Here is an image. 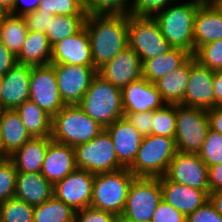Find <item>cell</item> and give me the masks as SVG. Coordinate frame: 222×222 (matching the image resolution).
Returning <instances> with one entry per match:
<instances>
[{"label":"cell","mask_w":222,"mask_h":222,"mask_svg":"<svg viewBox=\"0 0 222 222\" xmlns=\"http://www.w3.org/2000/svg\"><path fill=\"white\" fill-rule=\"evenodd\" d=\"M95 174L76 168L53 185V196L74 211L90 207Z\"/></svg>","instance_id":"13"},{"label":"cell","mask_w":222,"mask_h":222,"mask_svg":"<svg viewBox=\"0 0 222 222\" xmlns=\"http://www.w3.org/2000/svg\"><path fill=\"white\" fill-rule=\"evenodd\" d=\"M186 222H222V216L208 200L196 211L187 215Z\"/></svg>","instance_id":"46"},{"label":"cell","mask_w":222,"mask_h":222,"mask_svg":"<svg viewBox=\"0 0 222 222\" xmlns=\"http://www.w3.org/2000/svg\"><path fill=\"white\" fill-rule=\"evenodd\" d=\"M65 105H78L98 71L94 66L52 64Z\"/></svg>","instance_id":"12"},{"label":"cell","mask_w":222,"mask_h":222,"mask_svg":"<svg viewBox=\"0 0 222 222\" xmlns=\"http://www.w3.org/2000/svg\"><path fill=\"white\" fill-rule=\"evenodd\" d=\"M208 183L210 192L222 191V164L208 168Z\"/></svg>","instance_id":"49"},{"label":"cell","mask_w":222,"mask_h":222,"mask_svg":"<svg viewBox=\"0 0 222 222\" xmlns=\"http://www.w3.org/2000/svg\"><path fill=\"white\" fill-rule=\"evenodd\" d=\"M161 200L159 178L136 177L130 185L119 222H151Z\"/></svg>","instance_id":"9"},{"label":"cell","mask_w":222,"mask_h":222,"mask_svg":"<svg viewBox=\"0 0 222 222\" xmlns=\"http://www.w3.org/2000/svg\"><path fill=\"white\" fill-rule=\"evenodd\" d=\"M151 222H186V216L162 199L153 213Z\"/></svg>","instance_id":"43"},{"label":"cell","mask_w":222,"mask_h":222,"mask_svg":"<svg viewBox=\"0 0 222 222\" xmlns=\"http://www.w3.org/2000/svg\"><path fill=\"white\" fill-rule=\"evenodd\" d=\"M128 46L140 57L142 63L173 48L162 35L154 17L130 14H128Z\"/></svg>","instance_id":"8"},{"label":"cell","mask_w":222,"mask_h":222,"mask_svg":"<svg viewBox=\"0 0 222 222\" xmlns=\"http://www.w3.org/2000/svg\"><path fill=\"white\" fill-rule=\"evenodd\" d=\"M27 33L23 17L6 13L0 21V41L16 57L22 50Z\"/></svg>","instance_id":"31"},{"label":"cell","mask_w":222,"mask_h":222,"mask_svg":"<svg viewBox=\"0 0 222 222\" xmlns=\"http://www.w3.org/2000/svg\"><path fill=\"white\" fill-rule=\"evenodd\" d=\"M16 175L17 170L9 157L0 161V203L15 196Z\"/></svg>","instance_id":"40"},{"label":"cell","mask_w":222,"mask_h":222,"mask_svg":"<svg viewBox=\"0 0 222 222\" xmlns=\"http://www.w3.org/2000/svg\"><path fill=\"white\" fill-rule=\"evenodd\" d=\"M29 100L35 102L51 117L65 106L59 92L55 69L51 63L31 67Z\"/></svg>","instance_id":"11"},{"label":"cell","mask_w":222,"mask_h":222,"mask_svg":"<svg viewBox=\"0 0 222 222\" xmlns=\"http://www.w3.org/2000/svg\"><path fill=\"white\" fill-rule=\"evenodd\" d=\"M31 66L16 63L0 77V107L15 110L30 96Z\"/></svg>","instance_id":"16"},{"label":"cell","mask_w":222,"mask_h":222,"mask_svg":"<svg viewBox=\"0 0 222 222\" xmlns=\"http://www.w3.org/2000/svg\"><path fill=\"white\" fill-rule=\"evenodd\" d=\"M51 64L94 66L85 26L52 46Z\"/></svg>","instance_id":"18"},{"label":"cell","mask_w":222,"mask_h":222,"mask_svg":"<svg viewBox=\"0 0 222 222\" xmlns=\"http://www.w3.org/2000/svg\"><path fill=\"white\" fill-rule=\"evenodd\" d=\"M174 0H134L130 6L129 14L136 16L154 17Z\"/></svg>","instance_id":"41"},{"label":"cell","mask_w":222,"mask_h":222,"mask_svg":"<svg viewBox=\"0 0 222 222\" xmlns=\"http://www.w3.org/2000/svg\"><path fill=\"white\" fill-rule=\"evenodd\" d=\"M204 0L171 6L156 13L154 18L161 33L174 48H180L194 55V18L198 6Z\"/></svg>","instance_id":"3"},{"label":"cell","mask_w":222,"mask_h":222,"mask_svg":"<svg viewBox=\"0 0 222 222\" xmlns=\"http://www.w3.org/2000/svg\"><path fill=\"white\" fill-rule=\"evenodd\" d=\"M162 199L185 216L196 211L209 200L210 190H200L169 180L165 175L159 177Z\"/></svg>","instance_id":"20"},{"label":"cell","mask_w":222,"mask_h":222,"mask_svg":"<svg viewBox=\"0 0 222 222\" xmlns=\"http://www.w3.org/2000/svg\"><path fill=\"white\" fill-rule=\"evenodd\" d=\"M38 10L54 15H87L83 0H40Z\"/></svg>","instance_id":"38"},{"label":"cell","mask_w":222,"mask_h":222,"mask_svg":"<svg viewBox=\"0 0 222 222\" xmlns=\"http://www.w3.org/2000/svg\"><path fill=\"white\" fill-rule=\"evenodd\" d=\"M53 16V13L36 10L32 13L24 15L23 19L25 20L28 31L45 33Z\"/></svg>","instance_id":"45"},{"label":"cell","mask_w":222,"mask_h":222,"mask_svg":"<svg viewBox=\"0 0 222 222\" xmlns=\"http://www.w3.org/2000/svg\"><path fill=\"white\" fill-rule=\"evenodd\" d=\"M75 211L54 196L35 206L33 222H74Z\"/></svg>","instance_id":"33"},{"label":"cell","mask_w":222,"mask_h":222,"mask_svg":"<svg viewBox=\"0 0 222 222\" xmlns=\"http://www.w3.org/2000/svg\"><path fill=\"white\" fill-rule=\"evenodd\" d=\"M78 106L104 129L124 117L121 89L98 73Z\"/></svg>","instance_id":"2"},{"label":"cell","mask_w":222,"mask_h":222,"mask_svg":"<svg viewBox=\"0 0 222 222\" xmlns=\"http://www.w3.org/2000/svg\"><path fill=\"white\" fill-rule=\"evenodd\" d=\"M128 0H83L86 14H129Z\"/></svg>","instance_id":"39"},{"label":"cell","mask_w":222,"mask_h":222,"mask_svg":"<svg viewBox=\"0 0 222 222\" xmlns=\"http://www.w3.org/2000/svg\"><path fill=\"white\" fill-rule=\"evenodd\" d=\"M165 176L179 184L209 190L208 167L198 154L176 152Z\"/></svg>","instance_id":"14"},{"label":"cell","mask_w":222,"mask_h":222,"mask_svg":"<svg viewBox=\"0 0 222 222\" xmlns=\"http://www.w3.org/2000/svg\"><path fill=\"white\" fill-rule=\"evenodd\" d=\"M52 47L44 32L28 31L22 50L16 57L18 63L43 66L51 63Z\"/></svg>","instance_id":"28"},{"label":"cell","mask_w":222,"mask_h":222,"mask_svg":"<svg viewBox=\"0 0 222 222\" xmlns=\"http://www.w3.org/2000/svg\"><path fill=\"white\" fill-rule=\"evenodd\" d=\"M209 129L206 109L176 104L174 139L177 152L198 154Z\"/></svg>","instance_id":"7"},{"label":"cell","mask_w":222,"mask_h":222,"mask_svg":"<svg viewBox=\"0 0 222 222\" xmlns=\"http://www.w3.org/2000/svg\"><path fill=\"white\" fill-rule=\"evenodd\" d=\"M76 168L74 147L52 140L47 147L41 174L54 185Z\"/></svg>","instance_id":"23"},{"label":"cell","mask_w":222,"mask_h":222,"mask_svg":"<svg viewBox=\"0 0 222 222\" xmlns=\"http://www.w3.org/2000/svg\"><path fill=\"white\" fill-rule=\"evenodd\" d=\"M209 201L215 210L222 216V191L209 192Z\"/></svg>","instance_id":"52"},{"label":"cell","mask_w":222,"mask_h":222,"mask_svg":"<svg viewBox=\"0 0 222 222\" xmlns=\"http://www.w3.org/2000/svg\"><path fill=\"white\" fill-rule=\"evenodd\" d=\"M213 76L214 71L200 65L193 55L190 56V75L184 94L185 106L206 110L215 107Z\"/></svg>","instance_id":"15"},{"label":"cell","mask_w":222,"mask_h":222,"mask_svg":"<svg viewBox=\"0 0 222 222\" xmlns=\"http://www.w3.org/2000/svg\"><path fill=\"white\" fill-rule=\"evenodd\" d=\"M121 96L124 113L154 111L166 104L155 83L143 77L121 89Z\"/></svg>","instance_id":"19"},{"label":"cell","mask_w":222,"mask_h":222,"mask_svg":"<svg viewBox=\"0 0 222 222\" xmlns=\"http://www.w3.org/2000/svg\"><path fill=\"white\" fill-rule=\"evenodd\" d=\"M124 117L143 137L152 135L153 111L124 113Z\"/></svg>","instance_id":"44"},{"label":"cell","mask_w":222,"mask_h":222,"mask_svg":"<svg viewBox=\"0 0 222 222\" xmlns=\"http://www.w3.org/2000/svg\"><path fill=\"white\" fill-rule=\"evenodd\" d=\"M103 130L78 105H65L52 117L51 139L75 147L92 140Z\"/></svg>","instance_id":"4"},{"label":"cell","mask_w":222,"mask_h":222,"mask_svg":"<svg viewBox=\"0 0 222 222\" xmlns=\"http://www.w3.org/2000/svg\"><path fill=\"white\" fill-rule=\"evenodd\" d=\"M15 110L32 137H51L52 117L35 102L26 100Z\"/></svg>","instance_id":"30"},{"label":"cell","mask_w":222,"mask_h":222,"mask_svg":"<svg viewBox=\"0 0 222 222\" xmlns=\"http://www.w3.org/2000/svg\"><path fill=\"white\" fill-rule=\"evenodd\" d=\"M21 2L27 5L21 8V10L19 11L18 7ZM39 3H40V0H15L12 8L7 13L14 16L23 17L26 14H29L38 10Z\"/></svg>","instance_id":"47"},{"label":"cell","mask_w":222,"mask_h":222,"mask_svg":"<svg viewBox=\"0 0 222 222\" xmlns=\"http://www.w3.org/2000/svg\"><path fill=\"white\" fill-rule=\"evenodd\" d=\"M175 131L176 104H165L153 111L152 135L174 138Z\"/></svg>","instance_id":"34"},{"label":"cell","mask_w":222,"mask_h":222,"mask_svg":"<svg viewBox=\"0 0 222 222\" xmlns=\"http://www.w3.org/2000/svg\"><path fill=\"white\" fill-rule=\"evenodd\" d=\"M53 196V185L39 173H17L15 198L38 206Z\"/></svg>","instance_id":"24"},{"label":"cell","mask_w":222,"mask_h":222,"mask_svg":"<svg viewBox=\"0 0 222 222\" xmlns=\"http://www.w3.org/2000/svg\"><path fill=\"white\" fill-rule=\"evenodd\" d=\"M7 156L5 155V153L3 152V148L1 146V142H0V161L6 159Z\"/></svg>","instance_id":"54"},{"label":"cell","mask_w":222,"mask_h":222,"mask_svg":"<svg viewBox=\"0 0 222 222\" xmlns=\"http://www.w3.org/2000/svg\"><path fill=\"white\" fill-rule=\"evenodd\" d=\"M51 137H32L9 158L15 165L17 173H39L45 158Z\"/></svg>","instance_id":"26"},{"label":"cell","mask_w":222,"mask_h":222,"mask_svg":"<svg viewBox=\"0 0 222 222\" xmlns=\"http://www.w3.org/2000/svg\"><path fill=\"white\" fill-rule=\"evenodd\" d=\"M74 152L76 167L93 174L124 168L118 162L112 139L105 129L92 140L76 145Z\"/></svg>","instance_id":"10"},{"label":"cell","mask_w":222,"mask_h":222,"mask_svg":"<svg viewBox=\"0 0 222 222\" xmlns=\"http://www.w3.org/2000/svg\"><path fill=\"white\" fill-rule=\"evenodd\" d=\"M212 1L222 11V0H212Z\"/></svg>","instance_id":"55"},{"label":"cell","mask_w":222,"mask_h":222,"mask_svg":"<svg viewBox=\"0 0 222 222\" xmlns=\"http://www.w3.org/2000/svg\"><path fill=\"white\" fill-rule=\"evenodd\" d=\"M213 91L215 94V107L222 106V71L214 72Z\"/></svg>","instance_id":"51"},{"label":"cell","mask_w":222,"mask_h":222,"mask_svg":"<svg viewBox=\"0 0 222 222\" xmlns=\"http://www.w3.org/2000/svg\"><path fill=\"white\" fill-rule=\"evenodd\" d=\"M85 19L86 15H54L45 32L51 47L77 33L84 26Z\"/></svg>","instance_id":"32"},{"label":"cell","mask_w":222,"mask_h":222,"mask_svg":"<svg viewBox=\"0 0 222 222\" xmlns=\"http://www.w3.org/2000/svg\"><path fill=\"white\" fill-rule=\"evenodd\" d=\"M191 54L180 48H172L163 55L147 59L143 62V78L155 83L161 77L180 67Z\"/></svg>","instance_id":"29"},{"label":"cell","mask_w":222,"mask_h":222,"mask_svg":"<svg viewBox=\"0 0 222 222\" xmlns=\"http://www.w3.org/2000/svg\"><path fill=\"white\" fill-rule=\"evenodd\" d=\"M14 2L15 0H0V7L8 12L12 8Z\"/></svg>","instance_id":"53"},{"label":"cell","mask_w":222,"mask_h":222,"mask_svg":"<svg viewBox=\"0 0 222 222\" xmlns=\"http://www.w3.org/2000/svg\"><path fill=\"white\" fill-rule=\"evenodd\" d=\"M98 74L116 87L123 89L130 82L143 77V63L128 46L101 67Z\"/></svg>","instance_id":"17"},{"label":"cell","mask_w":222,"mask_h":222,"mask_svg":"<svg viewBox=\"0 0 222 222\" xmlns=\"http://www.w3.org/2000/svg\"><path fill=\"white\" fill-rule=\"evenodd\" d=\"M190 75V57L176 69L155 82L161 98L166 104L184 105V94Z\"/></svg>","instance_id":"27"},{"label":"cell","mask_w":222,"mask_h":222,"mask_svg":"<svg viewBox=\"0 0 222 222\" xmlns=\"http://www.w3.org/2000/svg\"><path fill=\"white\" fill-rule=\"evenodd\" d=\"M74 222H119V218L113 213L86 207L75 211Z\"/></svg>","instance_id":"42"},{"label":"cell","mask_w":222,"mask_h":222,"mask_svg":"<svg viewBox=\"0 0 222 222\" xmlns=\"http://www.w3.org/2000/svg\"><path fill=\"white\" fill-rule=\"evenodd\" d=\"M7 12L4 11L1 7H0V21L2 20L3 16L6 14Z\"/></svg>","instance_id":"56"},{"label":"cell","mask_w":222,"mask_h":222,"mask_svg":"<svg viewBox=\"0 0 222 222\" xmlns=\"http://www.w3.org/2000/svg\"><path fill=\"white\" fill-rule=\"evenodd\" d=\"M222 39V11L212 0H204L194 18V53L206 43Z\"/></svg>","instance_id":"22"},{"label":"cell","mask_w":222,"mask_h":222,"mask_svg":"<svg viewBox=\"0 0 222 222\" xmlns=\"http://www.w3.org/2000/svg\"><path fill=\"white\" fill-rule=\"evenodd\" d=\"M16 63V56L0 41V77L7 73Z\"/></svg>","instance_id":"48"},{"label":"cell","mask_w":222,"mask_h":222,"mask_svg":"<svg viewBox=\"0 0 222 222\" xmlns=\"http://www.w3.org/2000/svg\"><path fill=\"white\" fill-rule=\"evenodd\" d=\"M193 56L200 65L211 71H222V39L204 44Z\"/></svg>","instance_id":"36"},{"label":"cell","mask_w":222,"mask_h":222,"mask_svg":"<svg viewBox=\"0 0 222 222\" xmlns=\"http://www.w3.org/2000/svg\"><path fill=\"white\" fill-rule=\"evenodd\" d=\"M105 130L112 139L118 162L124 168H129L134 162L144 137L125 117L117 119Z\"/></svg>","instance_id":"21"},{"label":"cell","mask_w":222,"mask_h":222,"mask_svg":"<svg viewBox=\"0 0 222 222\" xmlns=\"http://www.w3.org/2000/svg\"><path fill=\"white\" fill-rule=\"evenodd\" d=\"M32 136L25 128L16 110H2L0 113V142L7 157L20 149Z\"/></svg>","instance_id":"25"},{"label":"cell","mask_w":222,"mask_h":222,"mask_svg":"<svg viewBox=\"0 0 222 222\" xmlns=\"http://www.w3.org/2000/svg\"><path fill=\"white\" fill-rule=\"evenodd\" d=\"M176 152L174 138L148 135L143 138L134 162L128 169L135 177H162Z\"/></svg>","instance_id":"6"},{"label":"cell","mask_w":222,"mask_h":222,"mask_svg":"<svg viewBox=\"0 0 222 222\" xmlns=\"http://www.w3.org/2000/svg\"><path fill=\"white\" fill-rule=\"evenodd\" d=\"M210 129L222 134V106H216L207 110Z\"/></svg>","instance_id":"50"},{"label":"cell","mask_w":222,"mask_h":222,"mask_svg":"<svg viewBox=\"0 0 222 222\" xmlns=\"http://www.w3.org/2000/svg\"><path fill=\"white\" fill-rule=\"evenodd\" d=\"M135 178L128 168L95 174L90 207L113 213L120 218Z\"/></svg>","instance_id":"5"},{"label":"cell","mask_w":222,"mask_h":222,"mask_svg":"<svg viewBox=\"0 0 222 222\" xmlns=\"http://www.w3.org/2000/svg\"><path fill=\"white\" fill-rule=\"evenodd\" d=\"M84 26L97 71L128 47V14H87Z\"/></svg>","instance_id":"1"},{"label":"cell","mask_w":222,"mask_h":222,"mask_svg":"<svg viewBox=\"0 0 222 222\" xmlns=\"http://www.w3.org/2000/svg\"><path fill=\"white\" fill-rule=\"evenodd\" d=\"M198 155L208 168L222 164V134L209 129Z\"/></svg>","instance_id":"37"},{"label":"cell","mask_w":222,"mask_h":222,"mask_svg":"<svg viewBox=\"0 0 222 222\" xmlns=\"http://www.w3.org/2000/svg\"><path fill=\"white\" fill-rule=\"evenodd\" d=\"M34 207L15 197L0 203V222H33Z\"/></svg>","instance_id":"35"}]
</instances>
